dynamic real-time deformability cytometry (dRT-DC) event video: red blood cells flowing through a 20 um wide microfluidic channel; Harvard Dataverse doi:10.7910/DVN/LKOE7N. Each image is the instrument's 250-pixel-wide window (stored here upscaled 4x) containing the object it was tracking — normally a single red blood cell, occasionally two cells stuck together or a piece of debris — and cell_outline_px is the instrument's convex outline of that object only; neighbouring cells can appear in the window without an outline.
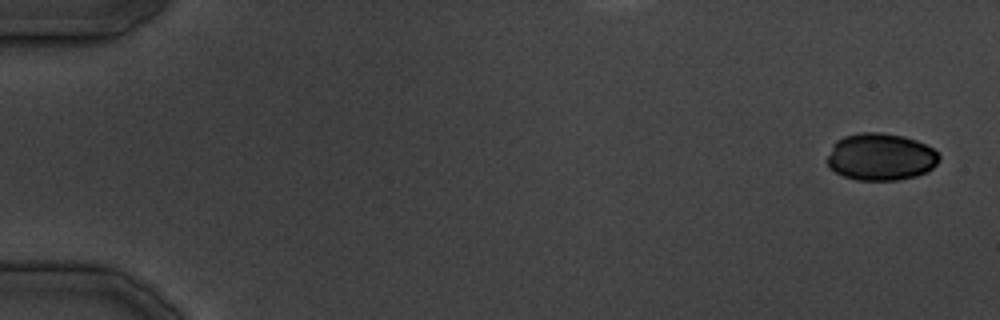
{"species": "common noctule bat (a hibernating species)", "species_latin": "Nyctalus noctula", "temperature_condition": "cold", "stored_images_in_passage": 37, "camera_frame_rate_fps": 3000, "um_per_image_px": 0.085, "animal": {"sex": "male", "body_mass_g": 19.5, "forearm_length_mm": 54.6}, "frame": {"image": 1, "passage_image": 1, "time_ms": 0.0, "image_size_px": [1000, 320], "cell_outline_px": [[940, 160], [928, 172], [916, 176], [896, 180], [856, 180], [844, 176], [828, 168], [828, 156], [832, 144], [836, 140], [844, 136], [860, 132], [880, 132], [904, 136], [916, 140], [932, 148], [940, 156]], "centroid_in_image_um": [74.85, 13.33], "position_along_channel_um": 10.2, "area_um2": 30.92}}
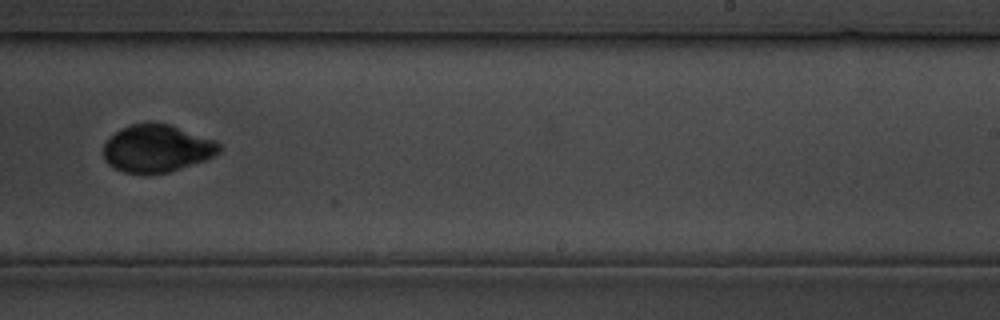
{"frame": {"image": 2, "passage_image": 24, "time_ms": 27.667, "image_size_px": [1000, 320], "cell_outline_px": [[220, 152], [208, 160], [168, 172], [144, 176], [124, 172], [112, 168], [104, 160], [104, 144], [116, 132], [132, 124], [168, 124], [216, 140], [220, 144]], "centroid_in_image_um": [13.35, 12.68], "position_along_channel_um": 275.6, "area_um2": 32.14}}
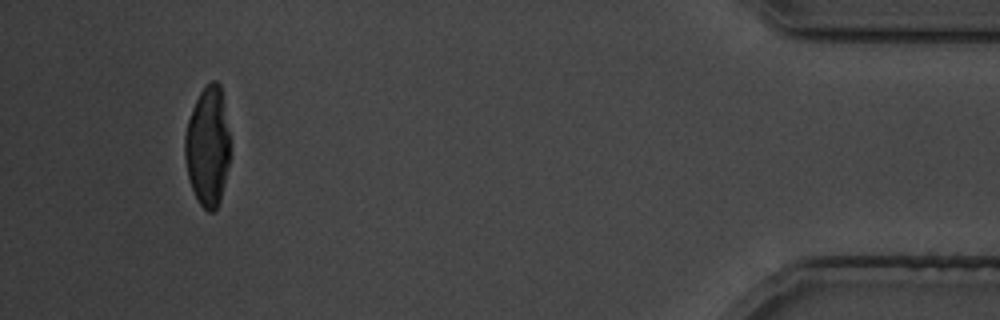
{"frame": {"image": 3, "passage_image": 35, "time_ms": 41.333, "image_size_px": [1000, 320], "cell_outline_px": [[228, 164], [220, 200], [216, 208], [212, 212], [208, 212], [200, 204], [192, 188], [188, 176], [184, 156], [184, 136], [188, 120], [192, 108], [204, 84], [212, 80], [216, 80], [220, 84], [228, 132]], "centroid_in_image_um": [17.62, 12.42], "position_along_channel_um": 417.6, "area_um2": 31.04}}